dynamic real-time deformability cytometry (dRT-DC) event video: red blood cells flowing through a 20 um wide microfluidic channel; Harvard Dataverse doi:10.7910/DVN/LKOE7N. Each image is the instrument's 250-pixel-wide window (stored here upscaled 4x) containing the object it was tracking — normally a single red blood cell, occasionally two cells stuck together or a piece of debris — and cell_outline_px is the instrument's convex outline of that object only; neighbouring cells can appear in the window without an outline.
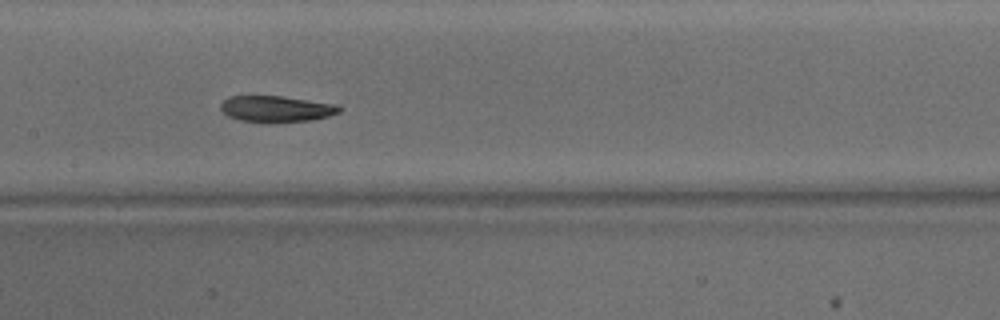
{"species": "common noctule bat (a hibernating species)", "species_latin": "Nyctalus noctula", "temperature_condition": "warm", "stored_images_in_passage": 26, "camera_frame_rate_fps": 3000, "um_per_image_px": 0.085, "animal": {"sex": "male", "body_mass_g": 15.6}, "frame": {"image": 1, "passage_image": 12, "time_ms": 3.667, "image_size_px": [1000, 320], "cell_outline_px": [[344, 108], [340, 112], [328, 116], [312, 120], [276, 124], [264, 124], [240, 120], [228, 116], [220, 108], [220, 104], [228, 96], [280, 96], [336, 104]], "centroid_in_image_um": [23.49, 9.29], "position_along_channel_um": 183.9, "area_um2": 18.61}, "authors_computed_cell_mechanics": {"area_um2": 19.1029, "velocity_mm_per_s": 4.1303, "shape_relaxation_time_tau1_ms": 3.1346, "shape_relaxation_time_tau2_ms": 3.9454, "deformation_change_tau1": 0.1304, "deformation_change_tau2": 0.0909}}